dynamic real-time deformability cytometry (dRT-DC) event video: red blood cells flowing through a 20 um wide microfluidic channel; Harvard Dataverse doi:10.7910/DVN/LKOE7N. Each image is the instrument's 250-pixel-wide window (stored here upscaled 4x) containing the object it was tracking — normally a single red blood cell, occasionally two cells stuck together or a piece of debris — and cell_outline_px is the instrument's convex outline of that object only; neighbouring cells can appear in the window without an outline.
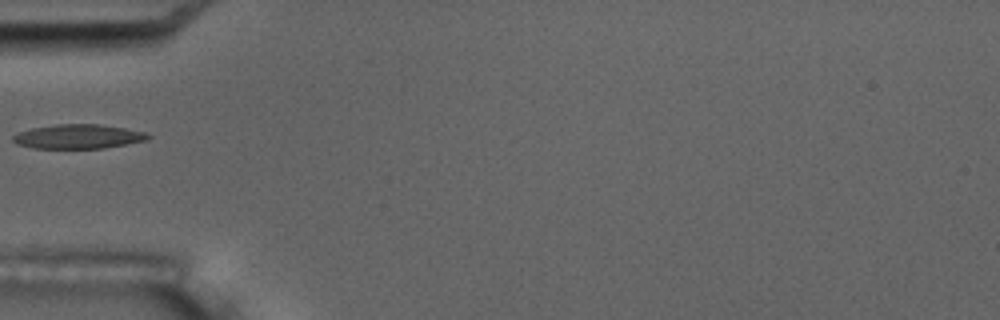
{"species": "common noctule bat (a hibernating species)", "species_latin": "Nyctalus noctula", "temperature_condition": "room temperature", "stored_images_in_passage": 5, "camera_frame_rate_fps": 3000, "um_per_image_px": 0.085, "animal": {"sex": "male", "body_mass_g": 17.5, "forearm_length_mm": 52.3}, "frame": {"image": 1, "passage_image": 5, "time_ms": 4.667, "image_size_px": [1000, 320], "cell_outline_px": [[152, 136], [148, 140], [104, 148], [32, 148], [16, 144], [12, 140], [12, 136], [16, 132], [32, 128], [56, 124], [100, 124], [124, 128], [144, 132]], "centroid_in_image_um": [6.61, 11.6], "position_along_channel_um": 78.4, "area_um2": 19.19}}